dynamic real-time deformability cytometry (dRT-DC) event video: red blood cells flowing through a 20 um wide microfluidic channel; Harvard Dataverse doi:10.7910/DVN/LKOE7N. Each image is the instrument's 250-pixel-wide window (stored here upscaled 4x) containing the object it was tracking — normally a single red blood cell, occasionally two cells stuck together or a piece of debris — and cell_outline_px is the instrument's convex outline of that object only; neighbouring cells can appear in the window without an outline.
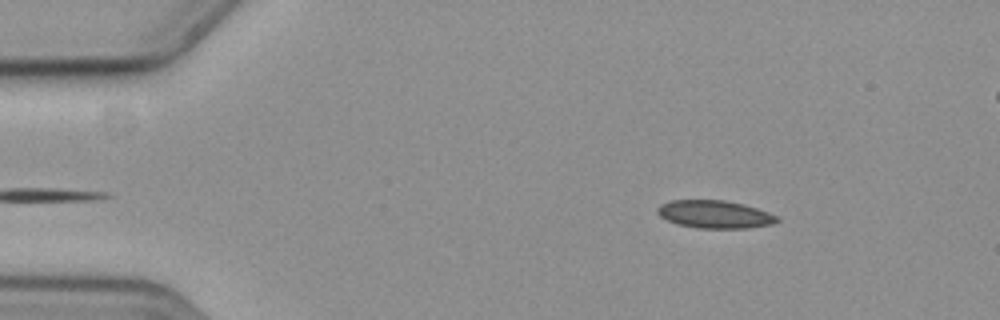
{"species": "common noctule bat (a hibernating species)", "species_latin": "Nyctalus noctula", "temperature_condition": "cold", "stored_images_in_passage": 15, "camera_frame_rate_fps": 3000, "um_per_image_px": 0.085, "animal": {"sex": "female", "body_mass_g": 19.3, "forearm_length_mm": 54.1}, "frame": {"image": 1, "passage_image": 3, "time_ms": 0.667, "image_size_px": [1000, 320], "cell_outline_px": [[780, 220], [772, 224], [748, 228], [696, 228], [676, 224], [660, 216], [656, 212], [656, 208], [660, 204], [672, 200], [724, 200], [756, 208], [768, 212], [776, 216]], "centroid_in_image_um": [60.71, 18.22], "position_along_channel_um": 24.3, "area_um2": 19.31}}
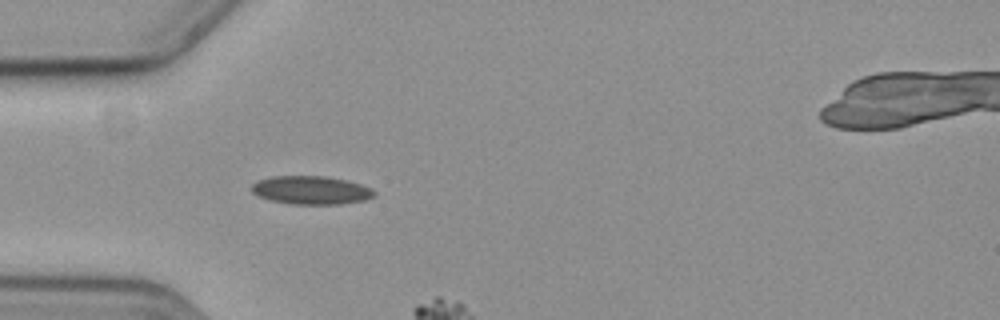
{"frame": {"image": 2, "passage_image": 12, "time_ms": 3.667, "image_size_px": [1000, 320], "cell_outline_px": [[376, 192], [372, 196], [364, 200], [340, 204], [292, 204], [272, 200], [260, 196], [252, 192], [252, 184], [260, 180], [272, 176], [324, 176], [344, 180], [360, 184], [372, 188]], "centroid_in_image_um": [26.45, 16.16], "position_along_channel_um": 58.5, "area_um2": 19.94}}